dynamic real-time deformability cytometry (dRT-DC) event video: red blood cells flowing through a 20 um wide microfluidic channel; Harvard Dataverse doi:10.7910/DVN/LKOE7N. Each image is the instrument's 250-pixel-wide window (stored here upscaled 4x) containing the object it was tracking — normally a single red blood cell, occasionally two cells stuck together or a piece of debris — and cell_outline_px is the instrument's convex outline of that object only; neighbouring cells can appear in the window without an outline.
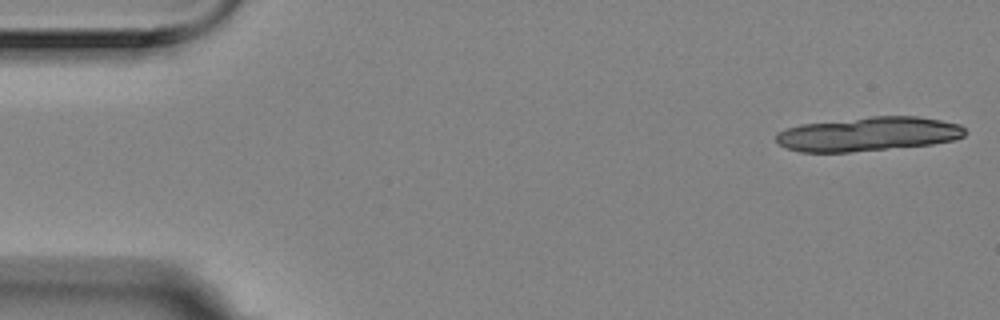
{"species": "Egyptian fruit bat (a non-hibernating species)", "species_latin": "Rousettus aegyptiacus", "temperature_condition": "room temperature", "stored_images_in_passage": 3, "segment_of_instrument_passage": [2, 2], "camera_frame_rate_fps": 3000, "um_per_image_px": 0.085, "animal": {"sex": "female"}, "frame": {"image": 1, "passage_image": 3, "time_ms": 0.667, "image_size_px": [1000, 320], "cell_outline_px": [[968, 132], [964, 136], [956, 140], [932, 144], [848, 152], [800, 152], [788, 148], [780, 144], [776, 140], [776, 132], [784, 128], [800, 124], [872, 116], [916, 116], [940, 120], [960, 124]], "centroid_in_image_um": [73.81, 11.38], "position_along_channel_um": 11.2, "area_um2": 37.69}}